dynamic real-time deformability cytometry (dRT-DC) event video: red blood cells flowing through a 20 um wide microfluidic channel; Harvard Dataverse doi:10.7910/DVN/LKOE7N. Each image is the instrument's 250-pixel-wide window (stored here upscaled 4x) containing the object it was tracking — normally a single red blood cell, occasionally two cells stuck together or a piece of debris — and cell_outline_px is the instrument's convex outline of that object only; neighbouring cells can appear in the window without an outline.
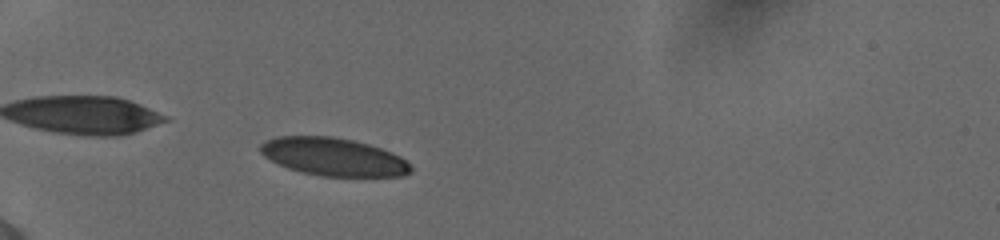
{"species": "human", "species_latin": "Homo sapiens", "temperature_condition": "cold", "stored_images_in_passage": 44, "camera_frame_rate_fps": 3000, "um_per_image_px": 0.085, "donor": {"sex": "female"}, "frame": {"image": 1, "passage_image": 8, "time_ms": 2.333, "image_size_px": [1000, 240], "cell_outline_px": [[412, 172], [404, 176], [320, 176], [300, 172], [288, 168], [264, 156], [260, 152], [260, 144], [264, 140], [276, 136], [332, 136], [352, 140], [368, 144], [392, 152], [408, 160], [412, 164]], "centroid_in_image_um": [28.37, 13.33], "position_along_channel_um": 56.6, "area_um2": 33.47}}
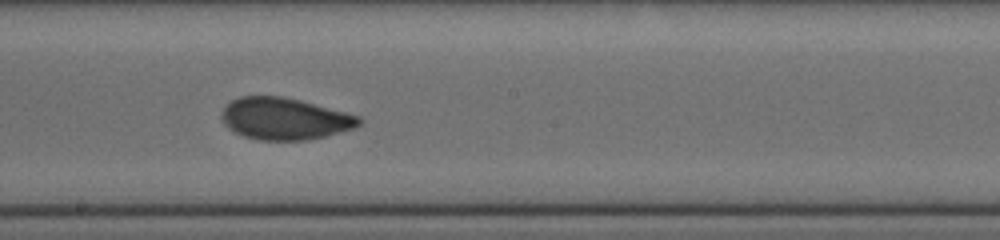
{"frame": {"image": 2, "passage_image": 23, "time_ms": 7.333, "image_size_px": [1000, 240], "cell_outline_px": [[360, 124], [352, 128], [324, 136], [308, 140], [260, 140], [244, 136], [228, 128], [224, 124], [220, 116], [224, 108], [232, 100], [240, 96], [280, 96], [300, 100], [360, 116]], "centroid_in_image_um": [24.16, 10.09], "position_along_channel_um": 224.0, "area_um2": 33.18}}
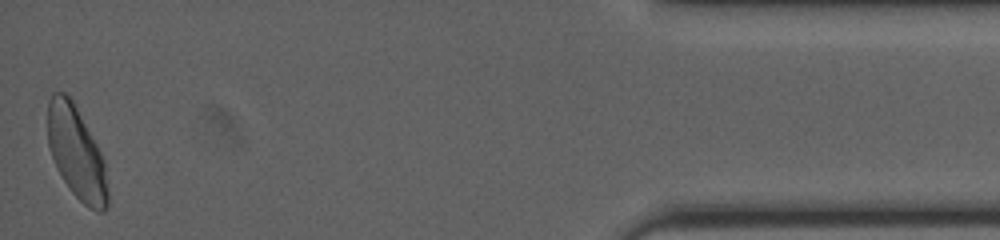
{"frame": {"image": 3, "passage_image": 44, "time_ms": 14.333, "image_size_px": [1000, 240], "cell_outline_px": [[108, 208], [104, 212], [96, 212], [88, 208], [72, 192], [64, 180], [52, 156], [48, 144], [48, 100], [52, 92], [64, 92], [72, 100], [96, 144], [104, 160], [108, 192]], "centroid_in_image_um": [6.51, 13.02], "position_along_channel_um": 428.7, "area_um2": 31.91}, "authors_computed_cell_mechanics": {"area_um2": 32.8882, "velocity_mm_per_s": 3.8549, "shape_relaxation_time_tau1_ms": 4.2788, "shape_relaxation_time_tau2_ms": 0.9264, "deformation_change_tau1": 0.1362, "deformation_change_tau2": 0.0397}}